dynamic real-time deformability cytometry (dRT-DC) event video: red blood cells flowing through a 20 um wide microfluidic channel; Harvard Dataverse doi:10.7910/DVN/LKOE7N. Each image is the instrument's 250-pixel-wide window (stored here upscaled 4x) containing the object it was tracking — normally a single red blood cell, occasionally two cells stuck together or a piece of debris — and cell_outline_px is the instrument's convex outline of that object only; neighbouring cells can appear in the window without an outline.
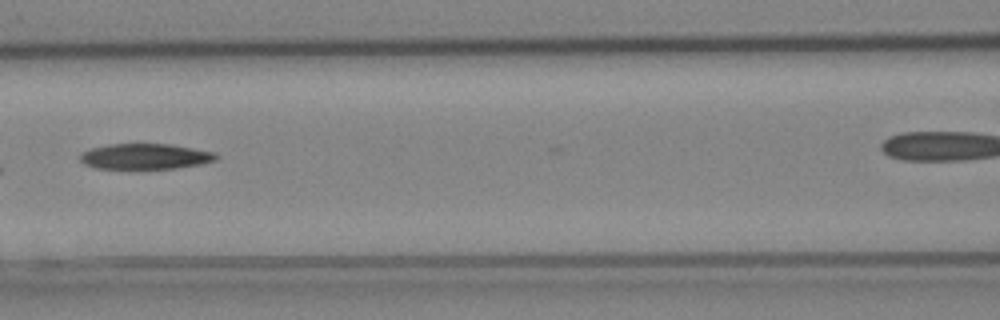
{"species": "Egyptian fruit bat (a non-hibernating species)", "species_latin": "Rousettus aegyptiacus", "temperature_condition": "cold", "stored_images_in_passage": 8, "camera_frame_rate_fps": 3000, "um_per_image_px": 0.085, "animal": {"sex": "female"}, "frame": {"image": 1, "passage_image": 7, "time_ms": 2.0, "image_size_px": [1000, 320], "cell_outline_px": [[220, 156], [216, 160], [204, 164], [176, 168], [96, 168], [84, 164], [80, 160], [80, 152], [92, 148], [108, 144], [172, 144], [216, 152]], "centroid_in_image_um": [12.39, 13.29], "position_along_channel_um": 154.2, "area_um2": 20.4}}